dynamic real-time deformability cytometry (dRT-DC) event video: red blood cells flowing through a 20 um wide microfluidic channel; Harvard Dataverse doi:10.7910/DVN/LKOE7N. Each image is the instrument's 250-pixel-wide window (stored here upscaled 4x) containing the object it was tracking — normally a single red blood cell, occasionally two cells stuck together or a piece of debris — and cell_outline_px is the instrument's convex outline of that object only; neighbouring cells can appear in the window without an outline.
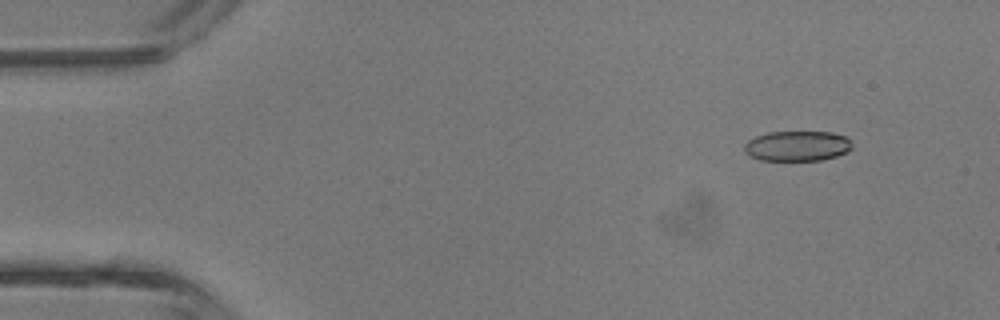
{"species": "common noctule bat (a hibernating species)", "species_latin": "Nyctalus noctula", "temperature_condition": "room temperature", "stored_images_in_passage": 3, "camera_frame_rate_fps": 3000, "um_per_image_px": 0.085, "animal": {"sex": "male", "body_mass_g": 13.3}, "frame": {"image": 1, "passage_image": 1, "time_ms": 0.0, "image_size_px": [1000, 320], "cell_outline_px": [[852, 148], [848, 152], [836, 156], [820, 160], [760, 160], [744, 152], [744, 144], [748, 140], [756, 136], [768, 132], [832, 132], [844, 136], [852, 140]], "centroid_in_image_um": [67.78, 12.4], "position_along_channel_um": 17.2, "area_um2": 19.02}}